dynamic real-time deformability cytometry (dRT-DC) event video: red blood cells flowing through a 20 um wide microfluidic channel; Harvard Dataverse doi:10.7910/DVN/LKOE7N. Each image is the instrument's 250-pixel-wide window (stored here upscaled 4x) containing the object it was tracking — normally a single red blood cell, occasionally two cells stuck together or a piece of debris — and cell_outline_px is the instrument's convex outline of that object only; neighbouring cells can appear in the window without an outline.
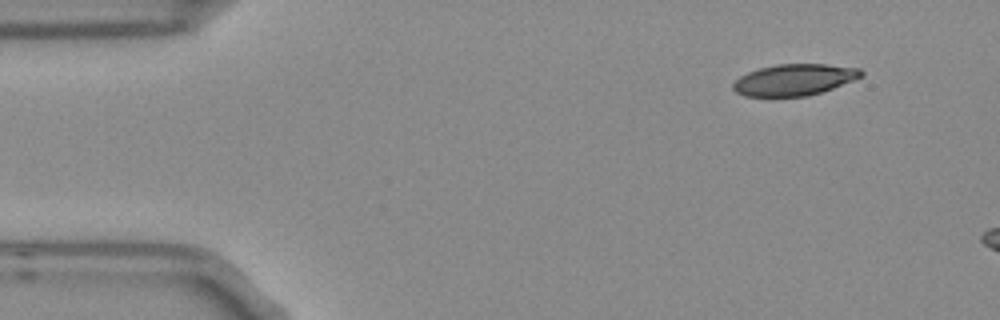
{"species": "Egyptian fruit bat (a non-hibernating species)", "species_latin": "Rousettus aegyptiacus", "temperature_condition": "room temperature", "stored_images_in_passage": 4, "camera_frame_rate_fps": 3000, "um_per_image_px": 0.085, "frame": {"image": 1, "passage_image": 1, "time_ms": 0.0, "image_size_px": [1000, 320], "cell_outline_px": [[864, 76], [832, 88], [808, 96], [744, 96], [736, 92], [732, 88], [732, 84], [740, 76], [748, 72], [760, 68], [776, 64], [824, 64], [860, 68], [864, 72]], "centroid_in_image_um": [67.51, 6.77], "position_along_channel_um": 17.5, "area_um2": 23.35}}
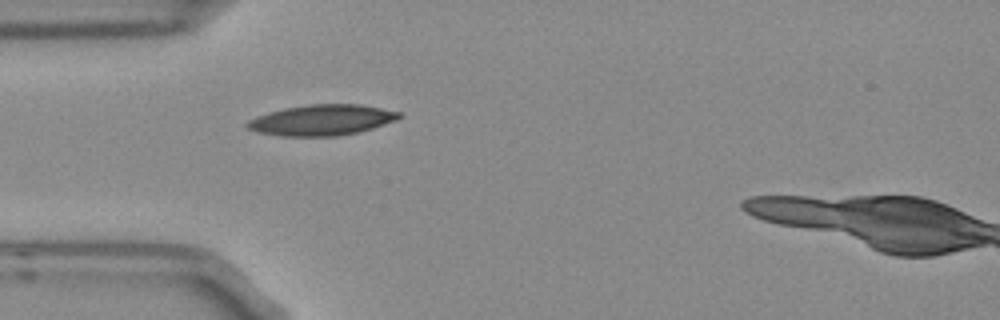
{"frame": {"image": 2, "passage_image": 4, "time_ms": 1.0, "image_size_px": [1000, 320], "cell_outline_px": [[404, 116], [396, 120], [372, 128], [356, 132], [336, 136], [280, 136], [260, 132], [248, 128], [244, 124], [248, 120], [256, 116], [268, 112], [284, 108], [308, 104], [360, 104], [400, 112]], "centroid_in_image_um": [27.34, 10.19], "position_along_channel_um": 57.7, "area_um2": 27.11}}